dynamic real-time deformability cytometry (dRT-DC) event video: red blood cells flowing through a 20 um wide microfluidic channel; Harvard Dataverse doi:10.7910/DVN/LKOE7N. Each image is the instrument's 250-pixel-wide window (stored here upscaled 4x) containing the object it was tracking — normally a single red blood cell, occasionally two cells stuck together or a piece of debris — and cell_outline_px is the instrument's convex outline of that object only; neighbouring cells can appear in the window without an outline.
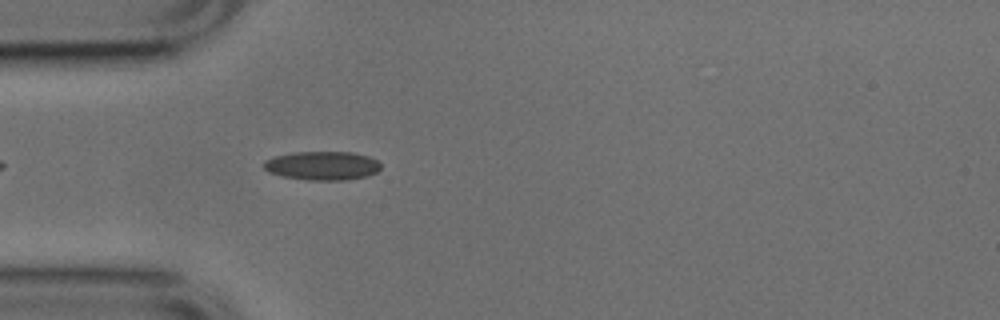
{"species": "common noctule bat (a hibernating species)", "species_latin": "Nyctalus noctula", "temperature_condition": "cold", "stored_images_in_passage": 26, "camera_frame_rate_fps": 3000, "um_per_image_px": 0.085, "animal": {"sex": "male", "body_mass_g": 17.9, "forearm_length_mm": 54.2}, "frame": {"image": 1, "passage_image": 4, "time_ms": 1.0, "image_size_px": [1000, 320], "cell_outline_px": [[380, 168], [376, 172], [368, 176], [348, 180], [308, 180], [280, 176], [268, 172], [264, 168], [264, 160], [276, 156], [296, 152], [352, 152], [368, 156], [376, 160], [380, 164]], "centroid_in_image_um": [27.39, 14.09], "position_along_channel_um": 57.6, "area_um2": 19.65}}